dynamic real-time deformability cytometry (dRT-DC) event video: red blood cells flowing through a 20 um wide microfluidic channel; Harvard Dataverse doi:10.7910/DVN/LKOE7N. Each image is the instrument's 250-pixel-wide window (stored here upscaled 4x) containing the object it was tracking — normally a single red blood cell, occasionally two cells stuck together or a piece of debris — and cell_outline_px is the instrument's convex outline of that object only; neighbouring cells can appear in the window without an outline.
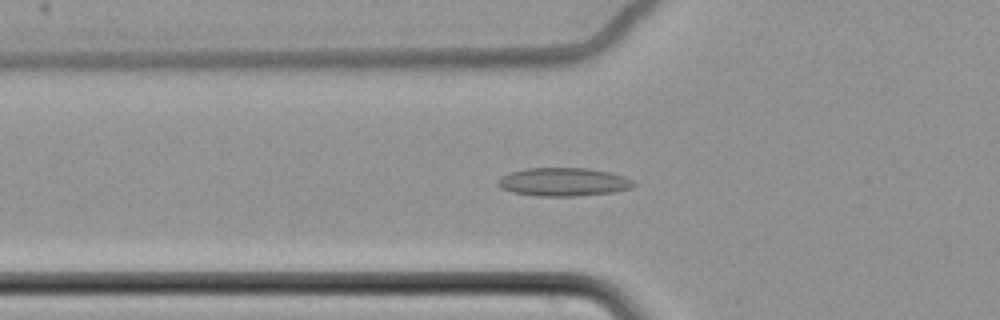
{"species": "common noctule bat (a hibernating species)", "species_latin": "Nyctalus noctula", "temperature_condition": "cold", "stored_images_in_passage": 64, "camera_frame_rate_fps": 3000, "um_per_image_px": 0.085, "animal": {"sex": "female", "body_mass_g": 22.7, "forearm_length_mm": 54.2}, "frame": {"image": 1, "passage_image": 25, "time_ms": 8.0, "image_size_px": [1000, 320], "cell_outline_px": [[636, 184], [632, 188], [612, 192], [576, 196], [536, 196], [512, 192], [500, 188], [496, 184], [496, 180], [512, 172], [528, 168], [588, 168], [612, 172], [624, 176], [632, 180]], "centroid_in_image_um": [47.91, 15.46], "position_along_channel_um": 77.9, "area_um2": 22.48}}
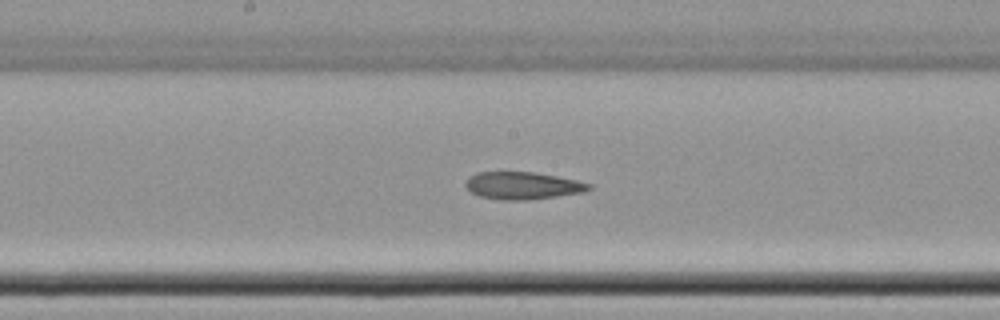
{"frame": {"image": 2, "passage_image": 36, "time_ms": 11.667, "image_size_px": [1000, 320], "cell_outline_px": [[592, 188], [584, 192], [528, 200], [504, 200], [480, 196], [472, 192], [464, 184], [468, 176], [476, 172], [536, 172], [576, 180], [592, 184]], "centroid_in_image_um": [44.42, 15.77], "position_along_channel_um": 203.8, "area_um2": 19.65}}
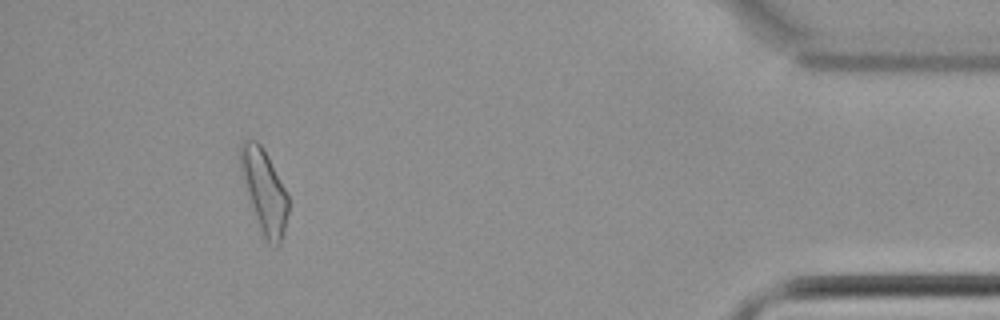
{"frame": {"image": 3, "passage_image": 59, "time_ms": 19.333, "image_size_px": [1000, 320], "cell_outline_px": [[288, 212], [284, 232], [280, 244], [276, 248], [268, 244], [248, 204], [240, 168], [240, 144], [244, 140], [256, 140], [260, 144], [284, 188], [288, 196]], "centroid_in_image_um": [22.43, 16.31], "position_along_channel_um": 412.8, "area_um2": 23.06}}